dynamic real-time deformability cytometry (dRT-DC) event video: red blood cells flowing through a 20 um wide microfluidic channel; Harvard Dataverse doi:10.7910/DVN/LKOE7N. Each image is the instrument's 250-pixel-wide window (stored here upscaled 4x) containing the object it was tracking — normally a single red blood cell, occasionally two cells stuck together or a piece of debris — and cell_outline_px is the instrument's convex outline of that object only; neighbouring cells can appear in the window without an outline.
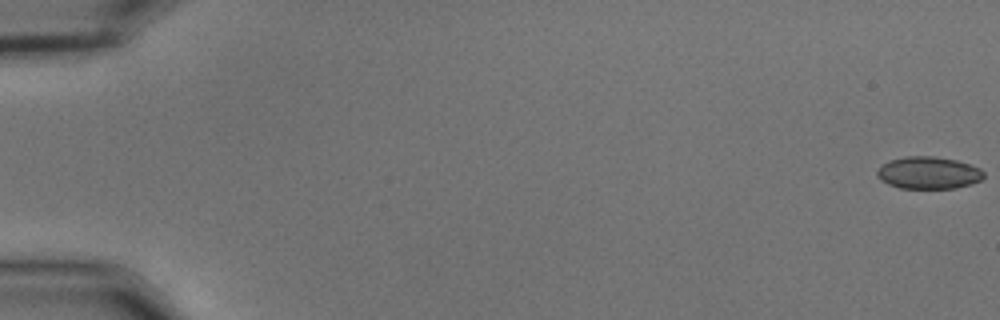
{"species": "common noctule bat (a hibernating species)", "species_latin": "Nyctalus noctula", "temperature_condition": "cold", "stored_images_in_passage": 56, "camera_frame_rate_fps": 3000, "um_per_image_px": 0.085, "animal": {"sex": "male", "body_mass_g": 15.6}, "frame": {"image": 1, "passage_image": 1, "time_ms": 0.0, "image_size_px": [1000, 320], "cell_outline_px": [[984, 176], [980, 180], [972, 184], [956, 188], [900, 188], [888, 184], [880, 180], [876, 176], [876, 172], [884, 164], [892, 160], [908, 156], [932, 156], [956, 160], [980, 168], [984, 172]], "centroid_in_image_um": [78.93, 14.7], "position_along_channel_um": 6.1, "area_um2": 19.88}}
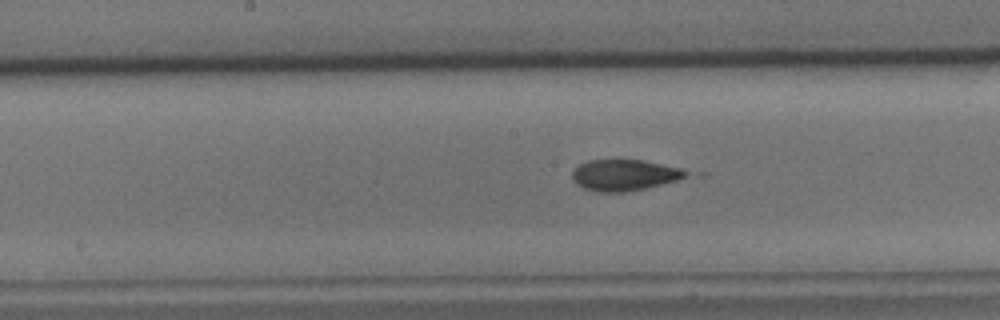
{"frame": {"image": 2, "passage_image": 30, "time_ms": 9.667, "image_size_px": [1000, 320], "cell_outline_px": [[688, 172], [684, 176], [676, 180], [644, 188], [620, 192], [600, 192], [584, 188], [576, 184], [572, 176], [572, 172], [580, 164], [588, 160], [640, 160], [680, 168]], "centroid_in_image_um": [53.0, 14.88], "position_along_channel_um": 195.2, "area_um2": 20.06}}
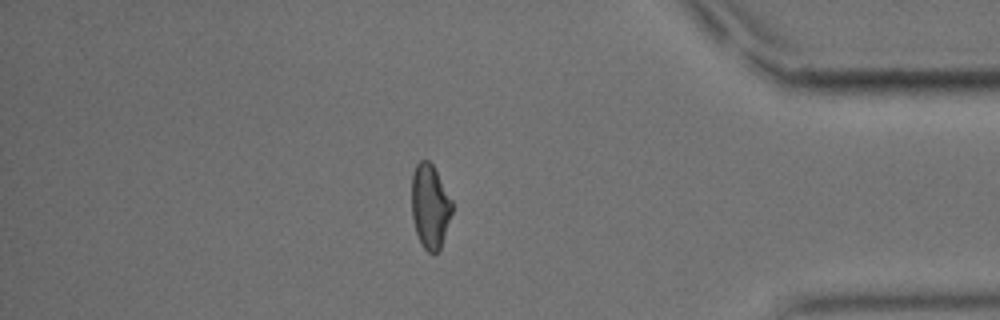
{"frame": {"image": 3, "passage_image": 49, "time_ms": 16.0, "image_size_px": [1000, 320], "cell_outline_px": [[452, 212], [440, 248], [436, 252], [428, 252], [424, 248], [416, 232], [412, 216], [412, 172], [416, 164], [420, 160], [428, 160], [432, 164], [452, 200]], "centroid_in_image_um": [36.54, 17.5], "position_along_channel_um": 398.7, "area_um2": 19.54}, "authors_computed_cell_mechanics": {"area_um2": 20.8369, "velocity_mm_per_s": 3.6644, "shape_relaxation_time_tau1_ms": 10.609, "shape_relaxation_time_tau2_ms": 0.9371, "deformation_change_tau1": 0.2408, "deformation_change_tau2": 0.0617}}